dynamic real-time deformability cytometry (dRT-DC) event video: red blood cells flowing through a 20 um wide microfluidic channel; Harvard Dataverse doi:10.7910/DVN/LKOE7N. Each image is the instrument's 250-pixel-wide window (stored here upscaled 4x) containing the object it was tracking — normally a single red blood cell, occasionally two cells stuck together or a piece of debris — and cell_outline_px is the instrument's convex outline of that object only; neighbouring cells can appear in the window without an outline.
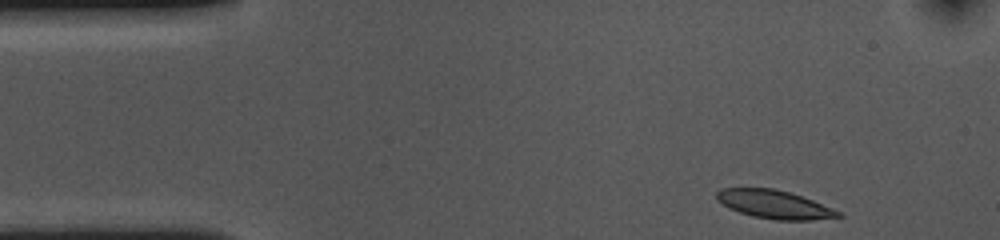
{"species": "common noctule bat (a hibernating species)", "species_latin": "Nyctalus noctula", "temperature_condition": "cold", "stored_images_in_passage": 40, "camera_frame_rate_fps": 3000, "um_per_image_px": 0.085, "animal": {"sex": "female", "body_mass_g": 10.0, "forearm_length_mm": 53.1}, "frame": {"image": 1, "passage_image": 1, "time_ms": 0.0, "image_size_px": [1000, 240], "cell_outline_px": [[844, 216], [812, 220], [776, 220], [752, 216], [728, 208], [716, 200], [716, 192], [720, 188], [772, 188], [788, 192], [812, 200], [832, 208], [840, 212]], "centroid_in_image_um": [65.78, 17.37], "position_along_channel_um": 19.2, "area_um2": 20.0}}
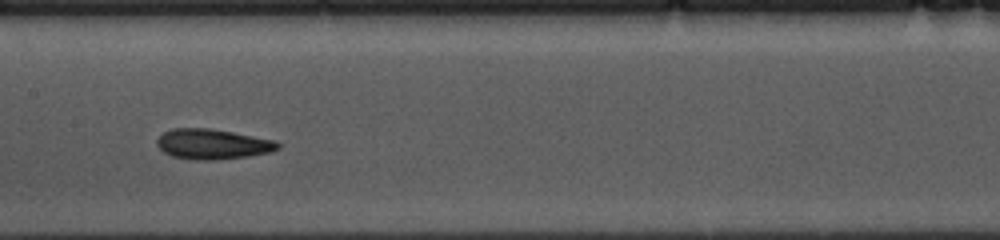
{"frame": {"image": 2, "passage_image": 21, "time_ms": 6.667, "image_size_px": [1000, 240], "cell_outline_px": [[280, 148], [268, 152], [248, 156], [216, 160], [196, 160], [172, 156], [164, 152], [156, 144], [156, 140], [164, 132], [172, 128], [208, 128], [232, 132], [276, 140], [280, 144]], "centroid_in_image_um": [18.06, 12.25], "position_along_channel_um": 189.3, "area_um2": 21.21}}
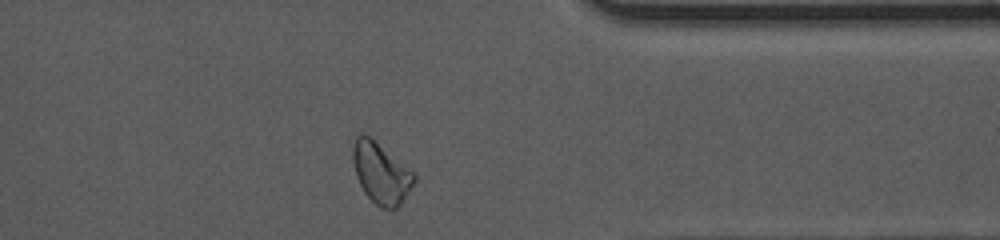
{"frame": {"image": 3, "passage_image": 38, "time_ms": 12.333, "image_size_px": [1000, 240], "cell_outline_px": [[416, 180], [400, 204], [396, 208], [380, 208], [364, 192], [356, 176], [352, 160], [352, 144], [356, 136], [360, 132], [368, 136], [412, 172], [416, 176]], "centroid_in_image_um": [32.33, 14.71], "position_along_channel_um": 379.1, "area_um2": 21.15}, "authors_computed_cell_mechanics": {"area_um2": 20.808, "velocity_mm_per_s": 3.5814, "shape_relaxation_time_tau1_ms": 3.0053, "shape_relaxation_time_tau2_ms": 2.6112, "deformation_change_tau1": 0.1202, "deformation_change_tau2": 0.0941}}